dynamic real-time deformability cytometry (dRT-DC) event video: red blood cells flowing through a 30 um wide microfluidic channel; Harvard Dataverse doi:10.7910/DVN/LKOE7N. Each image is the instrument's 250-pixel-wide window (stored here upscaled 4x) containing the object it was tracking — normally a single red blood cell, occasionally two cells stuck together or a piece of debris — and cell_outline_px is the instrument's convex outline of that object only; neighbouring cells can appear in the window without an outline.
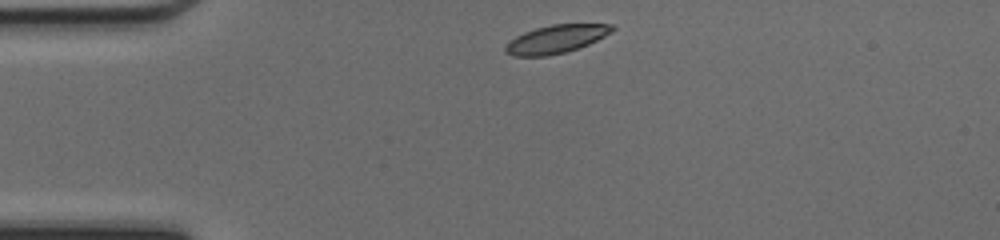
{"species": "common noctule bat (a hibernating species)", "species_latin": "Nyctalus noctula", "temperature_condition": "cold", "stored_images_in_passage": 38, "camera_frame_rate_fps": 3000, "um_per_image_px": 0.085, "animal": {"sex": "female", "body_mass_g": 17.0, "forearm_length_mm": 48.0}, "frame": {"image": 1, "passage_image": 1, "time_ms": 0.0, "image_size_px": [1000, 240], "cell_outline_px": [[616, 28], [612, 32], [588, 44], [564, 52], [548, 56], [512, 56], [504, 52], [504, 48], [516, 36], [524, 32], [536, 28], [552, 24], [612, 24]], "centroid_in_image_um": [47.26, 3.32], "position_along_channel_um": 37.7, "area_um2": 17.34}}
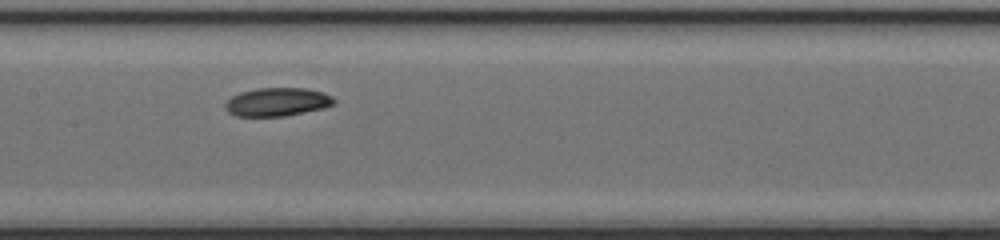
{"frame": {"image": 2, "passage_image": 14, "time_ms": 4.333, "image_size_px": [1000, 240], "cell_outline_px": [[336, 104], [324, 108], [284, 116], [236, 116], [228, 112], [224, 108], [224, 104], [232, 96], [240, 92], [256, 88], [304, 88], [324, 92], [332, 96], [336, 100]], "centroid_in_image_um": [23.58, 8.66], "position_along_channel_um": 183.8, "area_um2": 18.15}}
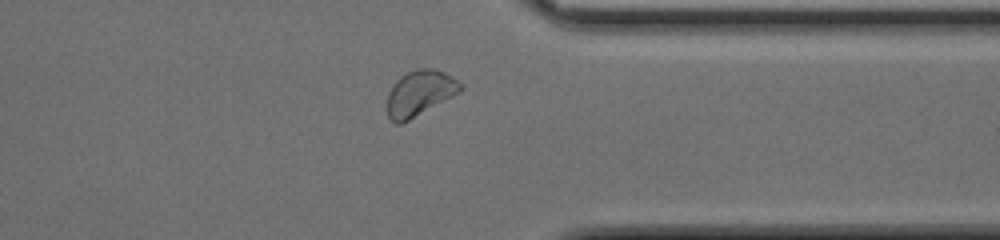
{"frame": {"image": 3, "passage_image": 28, "time_ms": 9.0, "image_size_px": [1000, 240], "cell_outline_px": [[464, 88], [460, 92], [408, 120], [400, 124], [396, 124], [388, 116], [388, 92], [392, 84], [400, 76], [416, 68], [432, 68], [444, 72], [452, 76]], "centroid_in_image_um": [35.66, 7.89], "position_along_channel_um": 375.7, "area_um2": 19.19}, "authors_computed_cell_mechanics": {"area_um2": 18.496, "velocity_mm_per_s": 4.2178, "shape_relaxation_time_tau1_ms": 6.4275, "shape_relaxation_time_tau2_ms": null, "deformation_change_tau1": 0.1234, "deformation_change_tau2": null}}